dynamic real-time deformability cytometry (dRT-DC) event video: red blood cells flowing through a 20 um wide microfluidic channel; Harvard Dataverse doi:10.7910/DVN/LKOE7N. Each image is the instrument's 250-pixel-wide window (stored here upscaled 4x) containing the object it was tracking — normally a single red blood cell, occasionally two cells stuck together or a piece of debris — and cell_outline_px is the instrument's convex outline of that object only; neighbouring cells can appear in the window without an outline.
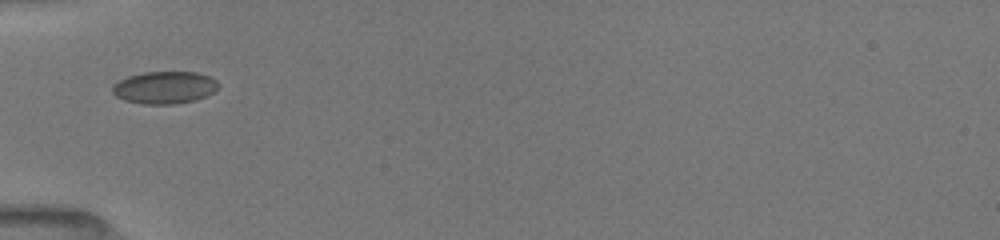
{"species": "common noctule bat (a hibernating species)", "species_latin": "Nyctalus noctula", "temperature_condition": "room temperature", "stored_images_in_passage": 11, "camera_frame_rate_fps": 3000, "um_per_image_px": 0.085, "animal": {"sex": "female", "body_mass_g": 19.5, "forearm_length_mm": 54.1}, "frame": {"image": 1, "passage_image": 1, "time_ms": 0.0, "image_size_px": [1000, 240], "cell_outline_px": [[220, 84], [212, 92], [196, 100], [176, 104], [144, 104], [124, 100], [116, 96], [112, 92], [112, 84], [128, 76], [144, 72], [196, 72], [208, 76], [216, 80]], "centroid_in_image_um": [13.96, 7.44], "position_along_channel_um": 71.0, "area_um2": 19.94}}
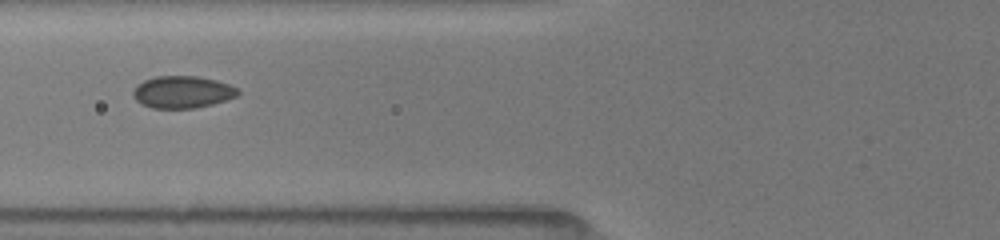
{"frame": {"image": 2, "passage_image": 3, "time_ms": 1.0, "image_size_px": [1000, 240], "cell_outline_px": [[240, 92], [236, 96], [212, 104], [196, 108], [152, 108], [136, 100], [132, 96], [132, 92], [144, 80], [156, 76], [196, 76], [216, 80], [228, 84], [236, 88]], "centroid_in_image_um": [15.5, 7.82], "position_along_channel_um": 110.3, "area_um2": 19.36}}